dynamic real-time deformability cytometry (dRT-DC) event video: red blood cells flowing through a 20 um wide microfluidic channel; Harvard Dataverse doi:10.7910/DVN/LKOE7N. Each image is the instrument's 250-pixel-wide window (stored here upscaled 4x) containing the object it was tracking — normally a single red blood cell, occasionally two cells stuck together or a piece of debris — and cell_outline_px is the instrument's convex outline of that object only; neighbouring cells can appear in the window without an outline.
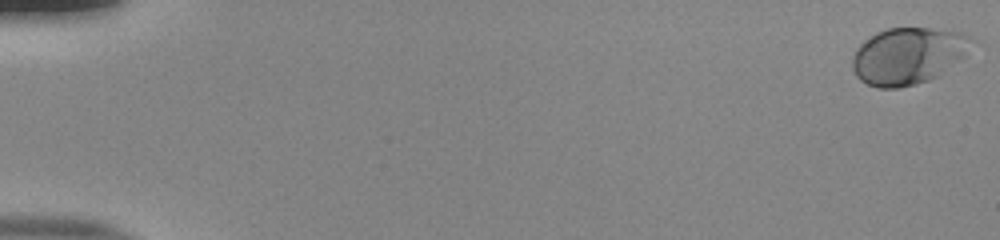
{"species": "human", "species_latin": "Homo sapiens", "temperature_condition": "room temperature", "stored_images_in_passage": 54, "camera_frame_rate_fps": 3000, "um_per_image_px": 0.085, "donor": {"sex": "male"}, "frame": {"image": 1, "passage_image": 1, "time_ms": 0.0, "image_size_px": [1000, 240], "cell_outline_px": [[976, 40], [964, 56], [960, 60], [940, 76], [916, 84], [896, 88], [876, 88], [860, 80], [856, 76], [852, 68], [852, 56], [856, 48], [864, 40], [876, 32], [888, 28], [928, 28], [960, 32]], "centroid_in_image_um": [77.18, 4.75], "position_along_channel_um": 7.8, "area_um2": 39.77}}
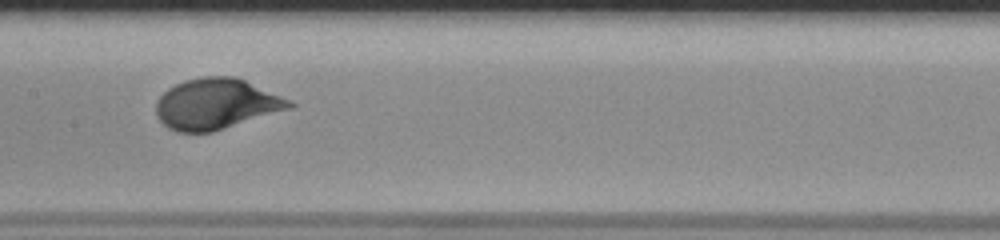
{"frame": {"image": 2, "passage_image": 29, "time_ms": 9.333, "image_size_px": [1000, 240], "cell_outline_px": [[296, 104], [292, 108], [212, 132], [176, 132], [168, 128], [156, 116], [156, 104], [160, 96], [168, 88], [184, 80], [204, 76], [232, 76], [244, 80], [292, 100]], "centroid_in_image_um": [18.38, 8.84], "position_along_channel_um": 189.0, "area_um2": 39.36}}
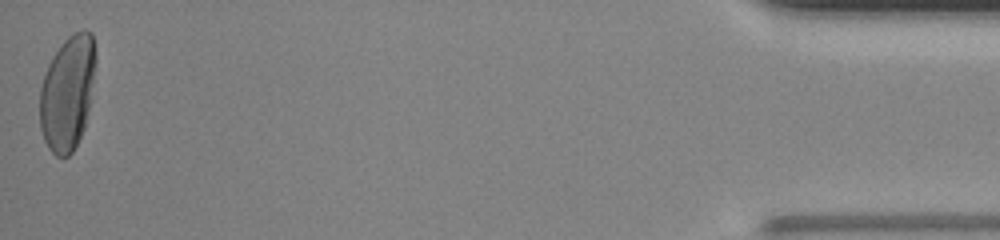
{"frame": {"image": 3, "passage_image": 54, "time_ms": 17.667, "image_size_px": [1000, 240], "cell_outline_px": [[96, 64], [88, 108], [84, 128], [72, 152], [68, 156], [56, 156], [48, 148], [44, 140], [40, 128], [40, 88], [48, 64], [52, 56], [64, 40], [68, 36], [84, 28], [92, 32], [96, 52]], "centroid_in_image_um": [5.74, 7.85], "position_along_channel_um": 429.5, "area_um2": 37.28}, "authors_computed_cell_mechanics": {"area_um2": 37.8012, "velocity_mm_per_s": 3.8754, "shape_relaxation_time_tau1_ms": 3.6022, "shape_relaxation_time_tau2_ms": null, "deformation_change_tau1": 0.1538, "deformation_change_tau2": null}}